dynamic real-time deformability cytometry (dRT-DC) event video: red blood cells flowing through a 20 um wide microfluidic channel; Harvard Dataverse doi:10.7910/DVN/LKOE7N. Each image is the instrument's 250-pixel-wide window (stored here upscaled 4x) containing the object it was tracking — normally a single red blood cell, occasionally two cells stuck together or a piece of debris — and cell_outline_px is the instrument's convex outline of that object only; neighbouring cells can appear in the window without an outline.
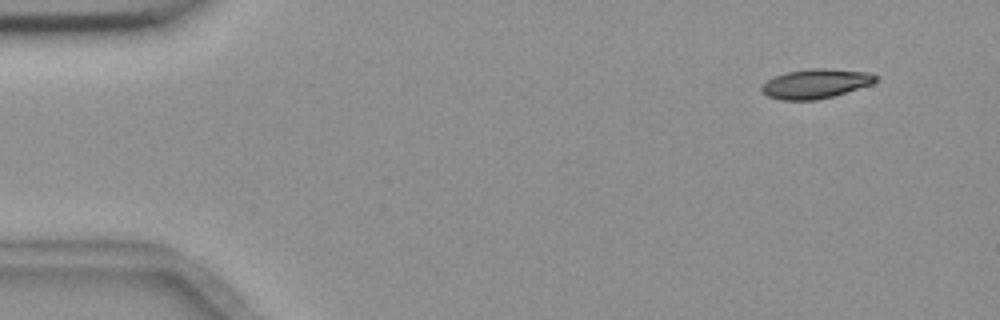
{"species": "common noctule bat (a hibernating species)", "species_latin": "Nyctalus noctula", "temperature_condition": "room temperature", "stored_images_in_passage": 4, "camera_frame_rate_fps": 3000, "um_per_image_px": 0.085, "animal": {"sex": "female", "body_mass_g": 18.4}, "frame": {"image": 1, "passage_image": 2, "time_ms": 1.0, "image_size_px": [1000, 320], "cell_outline_px": [[880, 76], [872, 84], [832, 96], [816, 100], [780, 100], [768, 96], [760, 88], [768, 80], [776, 76], [788, 72], [812, 68], [824, 68], [868, 72]], "centroid_in_image_um": [69.36, 7.11], "position_along_channel_um": 15.6, "area_um2": 19.31}}